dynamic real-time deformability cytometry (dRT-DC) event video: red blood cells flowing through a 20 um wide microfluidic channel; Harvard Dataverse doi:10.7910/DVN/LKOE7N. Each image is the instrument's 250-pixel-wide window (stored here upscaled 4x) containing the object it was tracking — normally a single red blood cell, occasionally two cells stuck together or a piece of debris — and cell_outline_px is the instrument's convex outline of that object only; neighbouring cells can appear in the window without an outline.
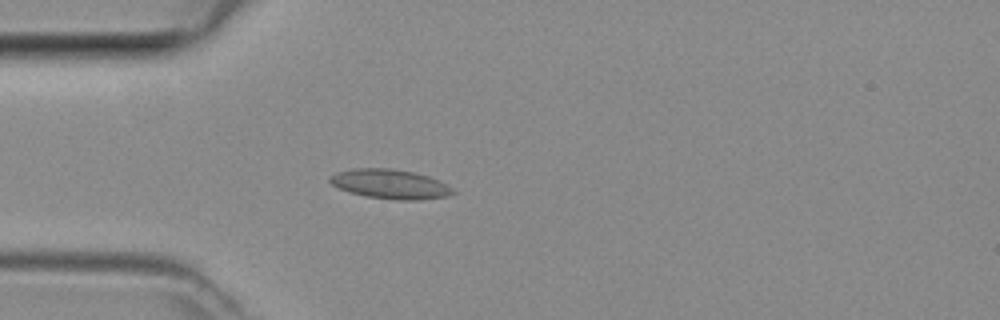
{"species": "common noctule bat (a hibernating species)", "species_latin": "Nyctalus noctula", "temperature_condition": "room temperature", "stored_images_in_passage": 5, "camera_frame_rate_fps": 3000, "um_per_image_px": 0.085, "animal": {"sex": "female", "body_mass_g": 29.2, "forearm_length_mm": 56.3}, "frame": {"image": 1, "passage_image": 5, "time_ms": 1.333, "image_size_px": [1000, 320], "cell_outline_px": [[456, 192], [448, 196], [420, 200], [396, 200], [368, 196], [348, 192], [332, 184], [328, 180], [328, 176], [336, 172], [352, 168], [388, 168], [412, 172], [428, 176], [452, 188]], "centroid_in_image_um": [33.12, 15.64], "position_along_channel_um": 51.9, "area_um2": 20.98}}